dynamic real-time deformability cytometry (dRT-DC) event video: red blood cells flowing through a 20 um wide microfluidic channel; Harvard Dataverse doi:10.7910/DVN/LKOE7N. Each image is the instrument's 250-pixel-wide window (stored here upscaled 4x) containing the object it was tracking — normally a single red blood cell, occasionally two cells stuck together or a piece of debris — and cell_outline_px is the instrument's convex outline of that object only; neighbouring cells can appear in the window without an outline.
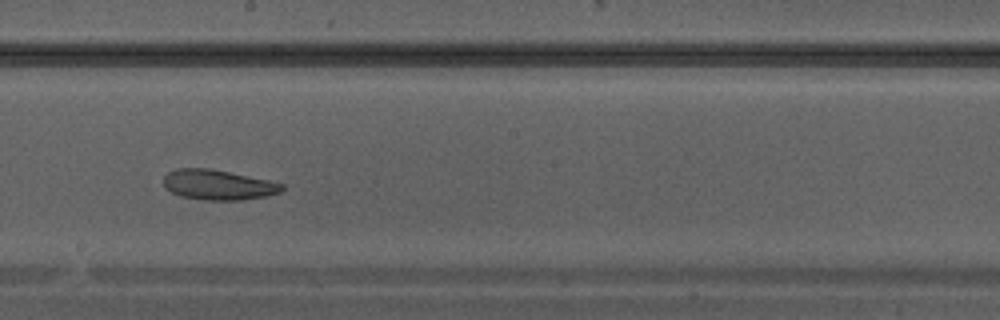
{"species": "Egyptian fruit bat (a non-hibernating species)", "species_latin": "Rousettus aegyptiacus", "temperature_condition": "warm", "stored_images_in_passage": 31, "camera_frame_rate_fps": 3000, "um_per_image_px": 0.085, "animal": {"sex": "male"}, "frame": {"image": 1, "passage_image": 18, "time_ms": 5.667, "image_size_px": [1000, 320], "cell_outline_px": [[284, 188], [280, 192], [264, 196], [240, 200], [204, 200], [180, 196], [164, 188], [164, 176], [168, 172], [176, 168], [208, 168], [268, 180], [284, 184]], "centroid_in_image_um": [18.5, 15.71], "position_along_channel_um": 229.7, "area_um2": 20.63}}